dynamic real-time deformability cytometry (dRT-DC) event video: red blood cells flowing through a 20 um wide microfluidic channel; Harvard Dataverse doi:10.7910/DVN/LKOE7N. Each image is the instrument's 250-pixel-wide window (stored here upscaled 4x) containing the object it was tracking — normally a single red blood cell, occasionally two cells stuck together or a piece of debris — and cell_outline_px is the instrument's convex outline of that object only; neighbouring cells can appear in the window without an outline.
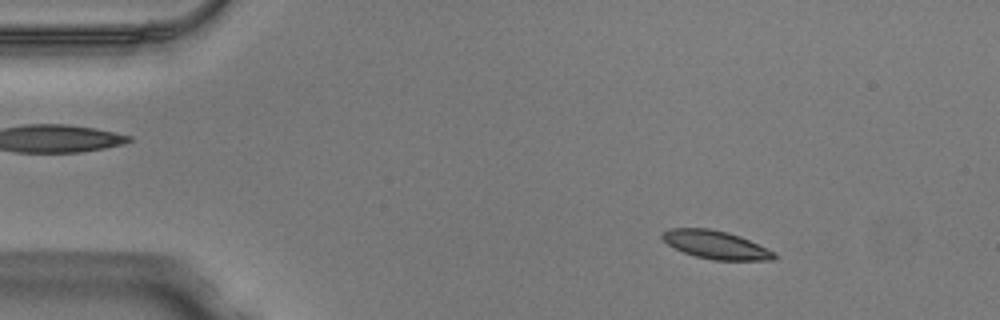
{"species": "Egyptian fruit bat (a non-hibernating species)", "species_latin": "Rousettus aegyptiacus", "temperature_condition": "warm", "stored_images_in_passage": 49, "camera_frame_rate_fps": 3000, "um_per_image_px": 0.085, "animal": {"sex": "male"}, "frame": {"image": 1, "passage_image": 7, "time_ms": 2.0, "image_size_px": [1000, 320], "cell_outline_px": [[776, 256], [772, 260], [712, 260], [696, 256], [684, 252], [668, 244], [660, 236], [668, 228], [708, 228], [728, 232], [740, 236], [776, 252]], "centroid_in_image_um": [60.85, 20.8], "position_along_channel_um": 24.1, "area_um2": 18.26}}
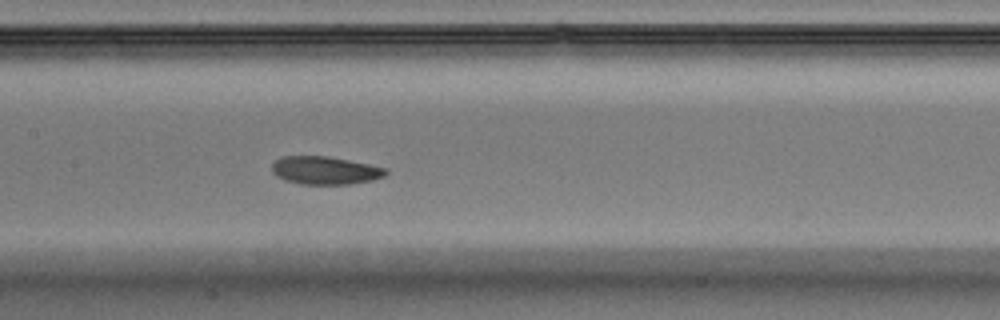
{"frame": {"image": 2, "passage_image": 24, "time_ms": 7.667, "image_size_px": [1000, 320], "cell_outline_px": [[388, 172], [384, 176], [372, 180], [348, 184], [300, 184], [284, 180], [276, 176], [272, 172], [272, 164], [280, 156], [328, 156], [388, 168]], "centroid_in_image_um": [27.61, 14.48], "position_along_channel_um": 179.8, "area_um2": 18.61}}
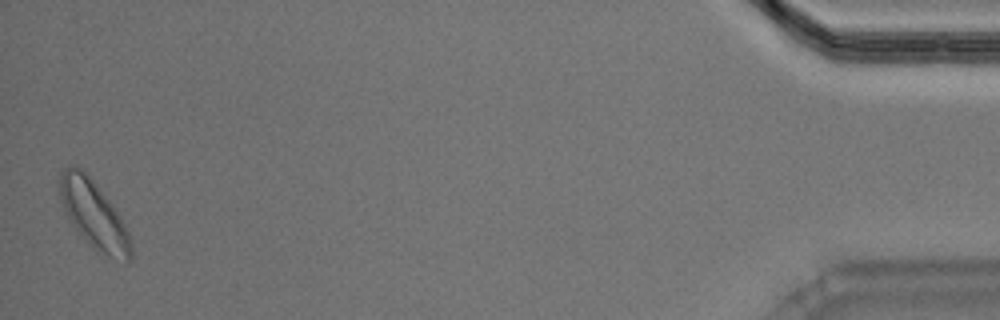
{"frame": {"image": 3, "passage_image": 49, "time_ms": 16.0, "image_size_px": [1000, 320], "cell_outline_px": [[132, 260], [128, 260], [96, 252], [80, 236], [68, 216], [60, 200], [60, 172], [68, 164], [76, 164], [92, 180], [112, 204], [120, 216], [128, 232], [132, 244]], "centroid_in_image_um": [7.95, 18.22], "position_along_channel_um": 427.2, "area_um2": 27.74}, "authors_computed_cell_mechanics": {"area_um2": 18.8428, "velocity_mm_per_s": 4.0425, "shape_relaxation_time_tau1_ms": 2.7964, "shape_relaxation_time_tau2_ms": 4.4134, "deformation_change_tau1": 0.0773, "deformation_change_tau2": 0.1025}}